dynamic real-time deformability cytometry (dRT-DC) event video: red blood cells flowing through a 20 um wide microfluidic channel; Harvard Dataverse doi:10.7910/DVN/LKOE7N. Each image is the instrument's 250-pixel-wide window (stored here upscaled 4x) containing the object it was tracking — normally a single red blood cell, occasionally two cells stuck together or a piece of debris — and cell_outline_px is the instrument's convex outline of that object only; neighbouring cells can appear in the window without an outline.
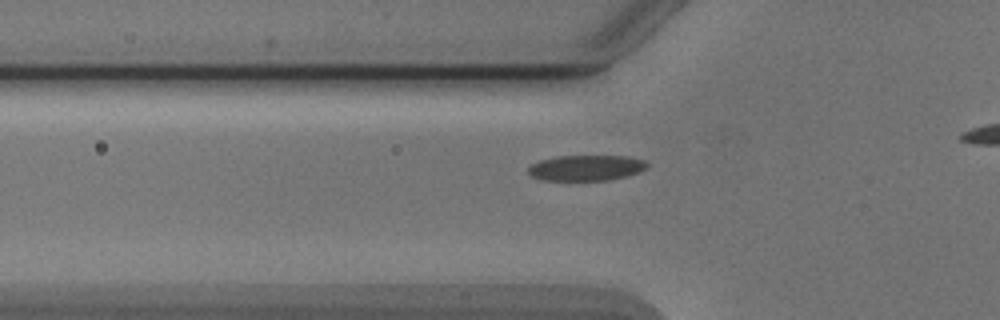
{"species": "Egyptian fruit bat (a non-hibernating species)", "species_latin": "Rousettus aegyptiacus", "temperature_condition": "cold", "stored_images_in_passage": 35, "camera_frame_rate_fps": 3000, "um_per_image_px": 0.085, "animal": {"sex": "male"}, "frame": {"image": 1, "passage_image": 7, "time_ms": 2.0, "image_size_px": [1000, 320], "cell_outline_px": [[648, 164], [640, 172], [608, 180], [540, 180], [532, 176], [528, 172], [528, 168], [532, 164], [540, 160], [556, 156], [628, 156], [644, 160]], "centroid_in_image_um": [49.8, 14.26], "position_along_channel_um": 76.0, "area_um2": 17.63}}
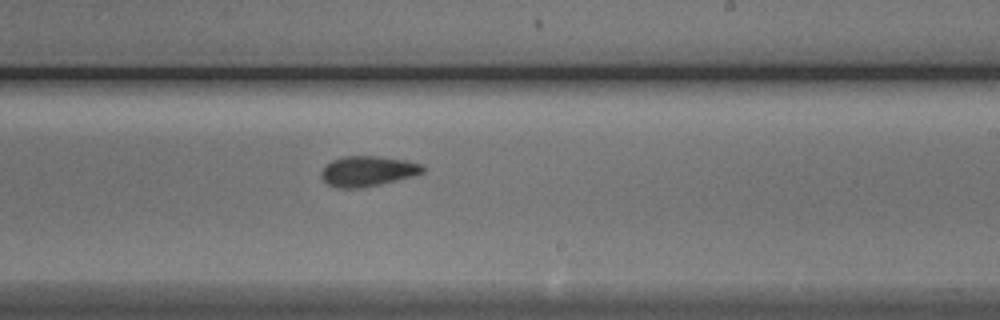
{"frame": {"image": 2, "passage_image": 21, "time_ms": 6.667, "image_size_px": [1000, 320], "cell_outline_px": [[424, 172], [412, 176], [380, 184], [360, 188], [336, 188], [328, 184], [320, 176], [320, 172], [332, 160], [344, 156], [380, 156], [404, 160], [420, 164], [424, 168]], "centroid_in_image_um": [31.22, 14.55], "position_along_channel_um": 257.8, "area_um2": 17.74}}
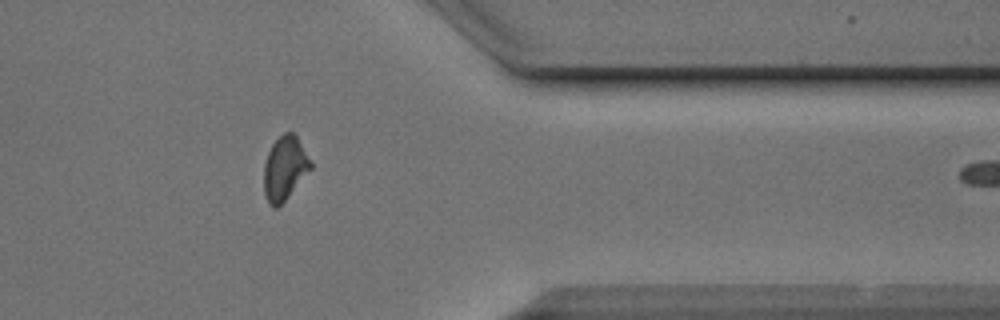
{"frame": {"image": 3, "passage_image": 32, "time_ms": 10.333, "image_size_px": [1000, 320], "cell_outline_px": [[312, 168], [284, 200], [276, 208], [272, 208], [268, 204], [264, 196], [264, 164], [268, 152], [272, 144], [284, 132], [292, 132], [296, 136], [312, 160]], "centroid_in_image_um": [24.19, 14.3], "position_along_channel_um": 387.2, "area_um2": 17.34}, "authors_computed_cell_mechanics": {"area_um2": 17.9758, "velocity_mm_per_s": 3.8836, "shape_relaxation_time_tau1_ms": 4.3908, "shape_relaxation_time_tau2_ms": 2.8277, "deformation_change_tau1": 0.1404, "deformation_change_tau2": 0.0911}}